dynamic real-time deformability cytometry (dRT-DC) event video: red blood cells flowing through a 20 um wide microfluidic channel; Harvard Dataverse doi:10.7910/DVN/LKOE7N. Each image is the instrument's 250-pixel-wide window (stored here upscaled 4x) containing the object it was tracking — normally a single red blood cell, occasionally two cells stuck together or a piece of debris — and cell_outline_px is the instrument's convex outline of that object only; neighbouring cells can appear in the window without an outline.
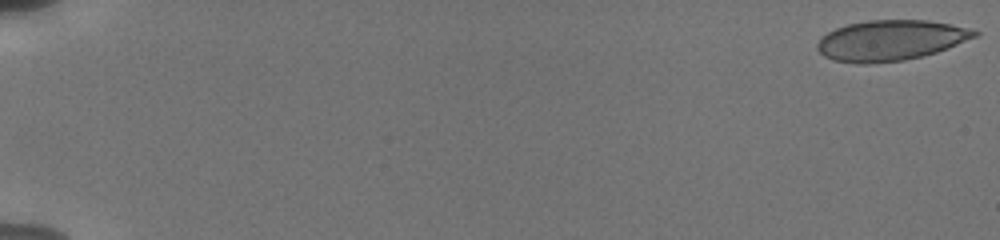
{"species": "human", "species_latin": "Homo sapiens", "temperature_condition": "cold", "stored_images_in_passage": 42, "camera_frame_rate_fps": 3000, "um_per_image_px": 0.085, "donor": {"sex": "male"}, "frame": {"image": 1, "passage_image": 1, "time_ms": 0.0, "image_size_px": [1000, 240], "cell_outline_px": [[980, 36], [948, 48], [936, 52], [904, 60], [868, 64], [864, 64], [832, 60], [824, 56], [816, 48], [816, 44], [828, 32], [836, 28], [848, 24], [868, 20], [928, 20], [968, 28], [980, 32]], "centroid_in_image_um": [75.72, 3.43], "position_along_channel_um": 9.3, "area_um2": 36.99}}
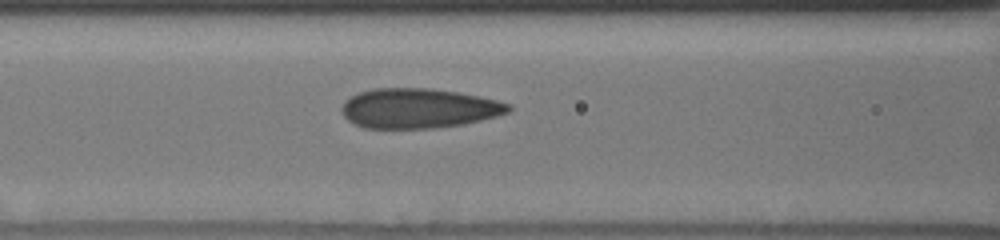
{"frame": {"image": 2, "passage_image": 20, "time_ms": 8.333, "image_size_px": [1000, 240], "cell_outline_px": [[512, 108], [508, 112], [496, 116], [464, 124], [432, 128], [364, 128], [348, 120], [344, 116], [340, 108], [344, 100], [360, 92], [372, 88], [432, 88], [480, 96], [512, 104]], "centroid_in_image_um": [35.57, 9.2], "position_along_channel_um": 131.0, "area_um2": 38.73}}
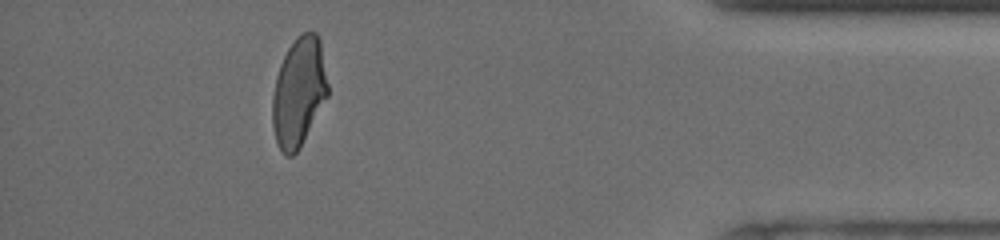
{"frame": {"image": 3, "passage_image": 39, "time_ms": 16.667, "image_size_px": [1000, 240], "cell_outline_px": [[328, 96], [300, 148], [292, 156], [284, 156], [276, 144], [272, 124], [272, 96], [276, 76], [280, 64], [288, 48], [296, 36], [304, 32], [316, 32], [320, 40], [328, 84]], "centroid_in_image_um": [25.38, 7.85], "position_along_channel_um": 409.8, "area_um2": 35.49}, "authors_computed_cell_mechanics": {"area_um2": 38.1191, "velocity_mm_per_s": 3.8086, "shape_relaxation_time_tau1_ms": 7.6986, "shape_relaxation_time_tau2_ms": 1.1833, "deformation_change_tau1": 0.1764, "deformation_change_tau2": 0.0581}}